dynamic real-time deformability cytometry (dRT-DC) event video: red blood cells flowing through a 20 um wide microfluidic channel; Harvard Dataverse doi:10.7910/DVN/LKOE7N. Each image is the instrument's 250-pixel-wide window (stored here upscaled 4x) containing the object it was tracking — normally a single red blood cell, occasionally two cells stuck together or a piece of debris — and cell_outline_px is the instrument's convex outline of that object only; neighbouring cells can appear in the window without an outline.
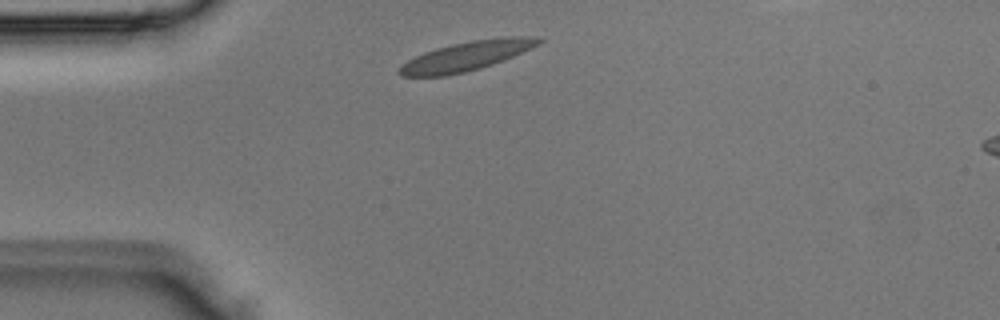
{"species": "Egyptian fruit bat (a non-hibernating species)", "species_latin": "Rousettus aegyptiacus", "temperature_condition": "room temperature", "stored_images_in_passage": 2, "camera_frame_rate_fps": 3000, "um_per_image_px": 0.085, "animal": {"sex": "male"}, "frame": {"image": 1, "passage_image": 1, "time_ms": 0.0, "image_size_px": [1000, 320], "cell_outline_px": [[544, 40], [540, 44], [532, 48], [492, 64], [480, 68], [464, 72], [444, 76], [404, 76], [396, 72], [408, 60], [424, 52], [436, 48], [452, 44], [472, 40], [508, 36], [536, 36]], "centroid_in_image_um": [39.69, 4.75], "position_along_channel_um": 45.3, "area_um2": 23.52}}